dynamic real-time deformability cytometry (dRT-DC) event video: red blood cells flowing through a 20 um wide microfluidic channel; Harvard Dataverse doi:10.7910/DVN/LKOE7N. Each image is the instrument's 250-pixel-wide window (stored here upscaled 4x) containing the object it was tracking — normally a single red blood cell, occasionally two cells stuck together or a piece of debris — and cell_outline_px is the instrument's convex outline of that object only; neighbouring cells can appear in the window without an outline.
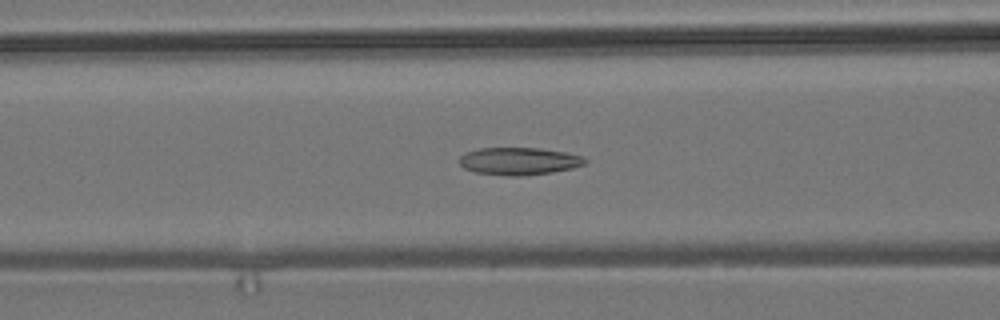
{"species": "common noctule bat (a hibernating species)", "species_latin": "Nyctalus noctula", "temperature_condition": "room temperature", "stored_images_in_passage": 37, "camera_frame_rate_fps": 3000, "um_per_image_px": 0.085, "animal": {"sex": "male", "body_mass_g": 19.2, "forearm_length_mm": 51.8}, "frame": {"image": 1, "passage_image": 5, "time_ms": 1.333, "image_size_px": [1000, 320], "cell_outline_px": [[588, 160], [584, 164], [572, 168], [552, 172], [520, 176], [508, 176], [476, 172], [464, 168], [460, 164], [460, 156], [468, 152], [480, 148], [540, 148], [564, 152], [584, 156]], "centroid_in_image_um": [44.14, 13.7], "position_along_channel_um": 122.5, "area_um2": 20.0}}
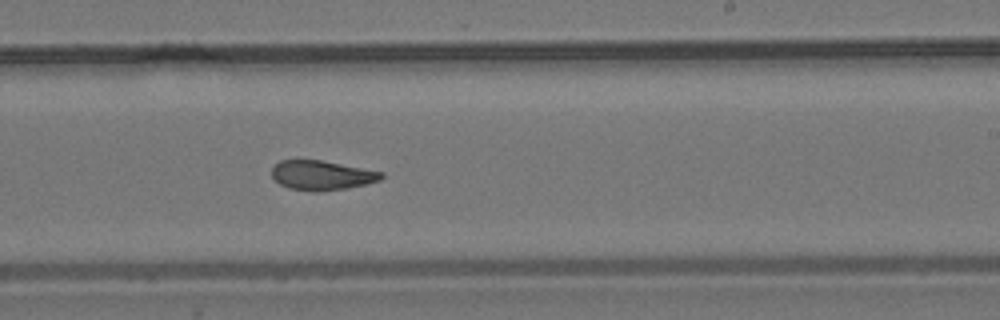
{"frame": {"image": 2, "passage_image": 16, "time_ms": 5.0, "image_size_px": [1000, 320], "cell_outline_px": [[384, 176], [380, 180], [348, 188], [316, 192], [312, 192], [288, 188], [280, 184], [272, 176], [272, 168], [280, 160], [320, 160], [384, 172]], "centroid_in_image_um": [27.34, 14.91], "position_along_channel_um": 261.7, "area_um2": 18.79}}
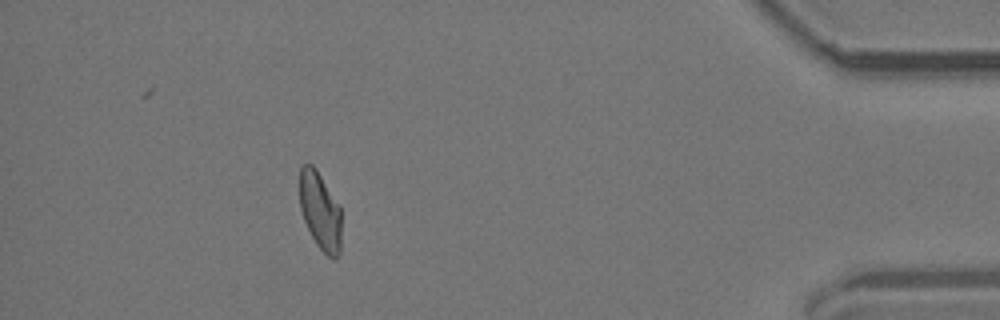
{"frame": {"image": 3, "passage_image": 32, "time_ms": 10.333, "image_size_px": [1000, 320], "cell_outline_px": [[340, 256], [336, 260], [328, 256], [316, 244], [304, 220], [300, 208], [300, 168], [304, 164], [312, 164], [316, 168], [340, 204]], "centroid_in_image_um": [27.23, 17.93], "position_along_channel_um": 408.0, "area_um2": 19.02}, "authors_computed_cell_mechanics": {"area_um2": 19.652, "velocity_mm_per_s": 3.7979, "shape_relaxation_time_tau1_ms": null, "shape_relaxation_time_tau2_ms": 2.2326, "deformation_change_tau1": null, "deformation_change_tau2": 0.0756}}